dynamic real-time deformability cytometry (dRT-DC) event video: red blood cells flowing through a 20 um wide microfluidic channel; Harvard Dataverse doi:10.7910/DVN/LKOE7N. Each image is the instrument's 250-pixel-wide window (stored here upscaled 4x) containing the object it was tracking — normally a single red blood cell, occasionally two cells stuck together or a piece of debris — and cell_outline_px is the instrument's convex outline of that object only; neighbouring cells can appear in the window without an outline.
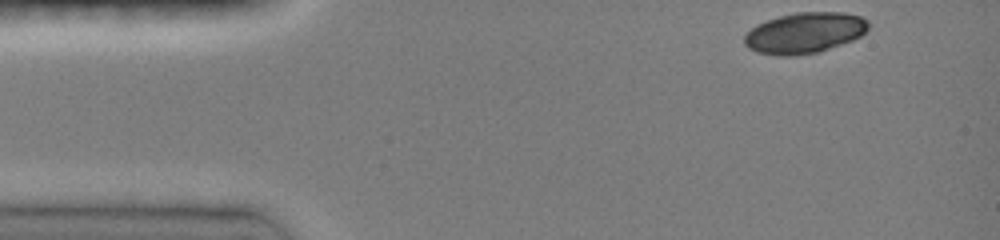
{"species": "common noctule bat (a hibernating species)", "species_latin": "Nyctalus noctula", "temperature_condition": "room temperature", "stored_images_in_passage": 39, "camera_frame_rate_fps": 3000, "um_per_image_px": 0.085, "animal": {"sex": "female", "body_mass_g": 19.0, "forearm_length_mm": 51.5}, "frame": {"image": 1, "passage_image": 1, "time_ms": 0.0, "image_size_px": [1000, 240], "cell_outline_px": [[868, 28], [860, 36], [852, 40], [820, 52], [792, 56], [780, 56], [756, 52], [748, 48], [744, 44], [744, 36], [756, 24], [780, 16], [796, 12], [844, 12], [860, 16], [868, 20]], "centroid_in_image_um": [68.38, 2.8], "position_along_channel_um": 16.6, "area_um2": 29.54}}